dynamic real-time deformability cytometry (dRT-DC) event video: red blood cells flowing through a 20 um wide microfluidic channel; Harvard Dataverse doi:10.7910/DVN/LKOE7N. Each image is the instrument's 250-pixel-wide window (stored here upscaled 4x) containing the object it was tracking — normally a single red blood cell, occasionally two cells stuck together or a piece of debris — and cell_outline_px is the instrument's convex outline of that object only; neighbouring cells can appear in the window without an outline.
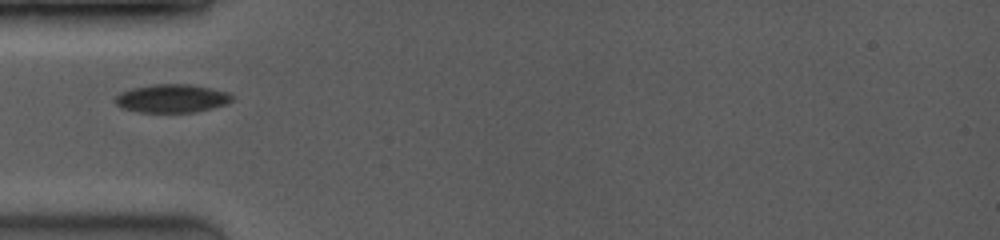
{"species": "common noctule bat (a hibernating species)", "species_latin": "Nyctalus noctula", "temperature_condition": "room temperature", "stored_images_in_passage": 9, "camera_frame_rate_fps": 3500, "um_per_image_px": 0.085, "animal": {"sex": "female", "body_mass_g": 19.0, "forearm_length_mm": 53.3}, "frame": {"image": 1, "passage_image": 1, "time_ms": 0.0, "image_size_px": [1000, 240], "cell_outline_px": [[232, 100], [228, 104], [196, 112], [140, 112], [120, 108], [116, 104], [116, 96], [120, 92], [132, 88], [152, 84], [188, 84], [228, 92], [232, 96]], "centroid_in_image_um": [14.59, 8.37], "position_along_channel_um": 70.4, "area_um2": 19.25}}
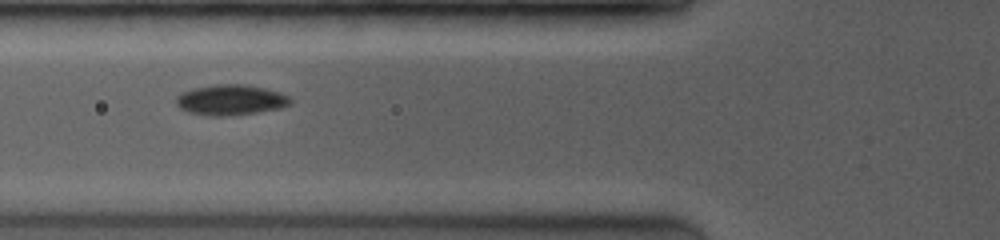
{"frame": {"image": 2, "passage_image": 8, "time_ms": 0.857, "image_size_px": [1000, 240], "cell_outline_px": [[292, 104], [280, 108], [232, 116], [208, 116], [188, 112], [180, 108], [176, 104], [176, 96], [180, 92], [192, 88], [216, 84], [244, 84], [264, 88], [280, 92], [288, 96], [292, 100]], "centroid_in_image_um": [19.58, 8.49], "position_along_channel_um": 106.2, "area_um2": 20.52}}